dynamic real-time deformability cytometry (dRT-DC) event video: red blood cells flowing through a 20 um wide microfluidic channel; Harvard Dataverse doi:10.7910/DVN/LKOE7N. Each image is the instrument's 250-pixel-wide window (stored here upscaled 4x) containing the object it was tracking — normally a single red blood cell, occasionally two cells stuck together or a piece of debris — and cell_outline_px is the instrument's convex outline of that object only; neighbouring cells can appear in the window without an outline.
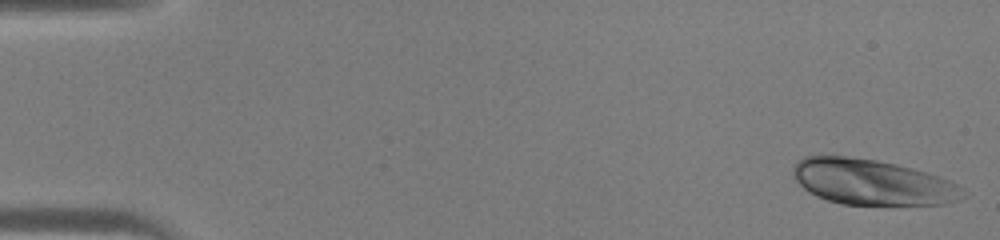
{"species": "human", "species_latin": "Homo sapiens", "temperature_condition": "warm", "stored_images_in_passage": 44, "camera_frame_rate_fps": 3000, "um_per_image_px": 0.085, "donor": {"sex": "male"}, "frame": {"image": 1, "passage_image": 1, "time_ms": 0.0, "image_size_px": [1000, 240], "cell_outline_px": [[968, 196], [960, 200], [944, 204], [840, 204], [816, 196], [808, 192], [792, 176], [792, 164], [796, 160], [804, 156], [848, 156], [876, 160], [896, 164], [912, 168], [948, 180], [964, 188]], "centroid_in_image_um": [74.11, 15.47], "position_along_channel_um": 10.9, "area_um2": 45.2}}
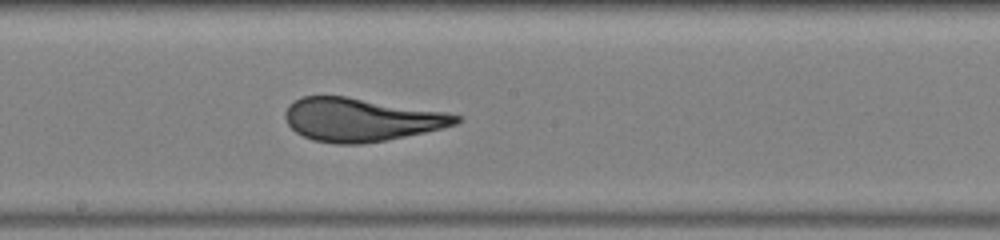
{"frame": {"image": 2, "passage_image": 24, "time_ms": 7.667, "image_size_px": [1000, 240], "cell_outline_px": [[464, 120], [456, 124], [444, 128], [384, 140], [360, 144], [336, 144], [312, 140], [296, 132], [288, 124], [284, 116], [284, 112], [288, 104], [300, 96], [348, 96], [444, 112], [464, 116]], "centroid_in_image_um": [30.67, 10.16], "position_along_channel_um": 217.5, "area_um2": 43.18}}
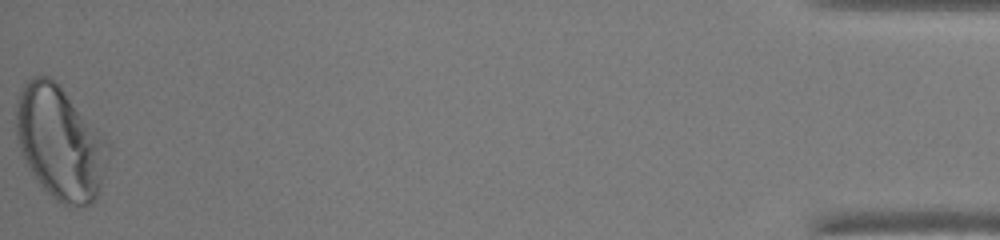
{"frame": {"image": 3, "passage_image": 44, "time_ms": 14.333, "image_size_px": [1000, 240], "cell_outline_px": [[112, 148], [100, 188], [96, 196], [88, 204], [64, 204], [56, 200], [40, 184], [24, 160], [16, 140], [16, 100], [20, 88], [28, 80], [36, 76], [48, 76], [60, 84], [108, 136], [112, 144]], "centroid_in_image_um": [5.15, 12.05], "position_along_channel_um": 430.1, "area_um2": 61.67}}